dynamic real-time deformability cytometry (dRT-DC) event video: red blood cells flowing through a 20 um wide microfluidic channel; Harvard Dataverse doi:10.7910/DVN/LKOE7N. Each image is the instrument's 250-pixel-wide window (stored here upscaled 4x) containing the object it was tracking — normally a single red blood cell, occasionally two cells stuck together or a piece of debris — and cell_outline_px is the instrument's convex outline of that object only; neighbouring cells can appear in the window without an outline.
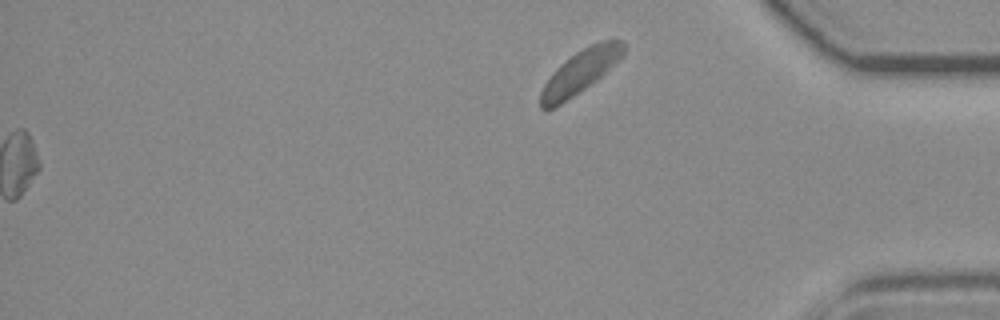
{"species": "common noctule bat (a hibernating species)", "species_latin": "Nyctalus noctula", "temperature_condition": "room temperature", "stored_images_in_passage": 56, "segment_of_instrument_passage": [2, 2], "camera_frame_rate_fps": 3000, "um_per_image_px": 0.085, "animal": {"sex": "female", "body_mass_g": 19.3, "forearm_length_mm": 54.1}, "frame": {"image": 1, "passage_image": 56, "time_ms": 18.333, "image_size_px": [1000, 320], "cell_outline_px": [[624, 52], [596, 80], [560, 104], [552, 108], [540, 108], [540, 92], [544, 84], [552, 72], [564, 60], [576, 52], [600, 40], [624, 40]], "centroid_in_image_um": [49.26, 6.08], "position_along_channel_um": 385.9, "area_um2": 20.23}}